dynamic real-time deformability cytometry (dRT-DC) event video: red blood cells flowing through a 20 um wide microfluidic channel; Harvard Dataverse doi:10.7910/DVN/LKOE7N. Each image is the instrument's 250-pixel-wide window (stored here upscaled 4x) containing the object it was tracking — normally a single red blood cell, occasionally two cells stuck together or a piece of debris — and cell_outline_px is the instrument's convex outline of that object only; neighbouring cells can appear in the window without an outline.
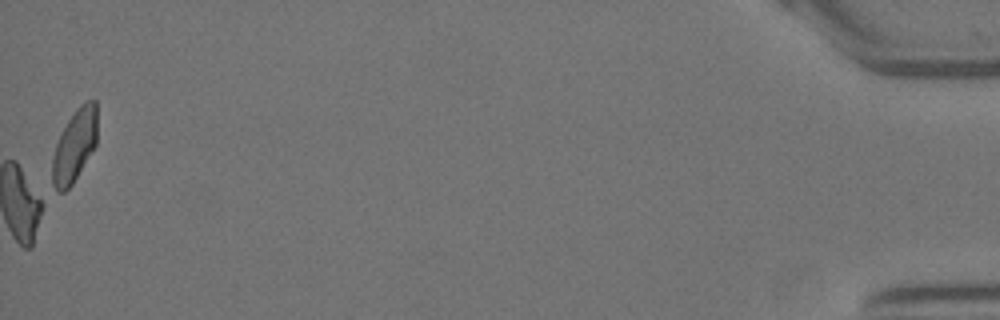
{"species": "Egyptian fruit bat (a non-hibernating species)", "species_latin": "Rousettus aegyptiacus", "temperature_condition": "warm", "stored_images_in_passage": 58, "camera_frame_rate_fps": 3000, "um_per_image_px": 0.085, "animal": {"sex": "female"}, "frame": {"image": 1, "passage_image": 58, "time_ms": 19.0, "image_size_px": [1000, 320], "cell_outline_px": [[96, 144], [72, 184], [64, 192], [56, 192], [52, 184], [52, 160], [56, 144], [68, 120], [76, 108], [80, 104], [88, 100], [96, 100]], "centroid_in_image_um": [6.32, 12.39], "position_along_channel_um": 428.9, "area_um2": 18.67}, "authors_computed_cell_mechanics": {"area_um2": 19.652, "velocity_mm_per_s": 3.527, "shape_relaxation_time_tau1_ms": 9.0888, "shape_relaxation_time_tau2_ms": null, "deformation_change_tau1": 0.2375, "deformation_change_tau2": null}}